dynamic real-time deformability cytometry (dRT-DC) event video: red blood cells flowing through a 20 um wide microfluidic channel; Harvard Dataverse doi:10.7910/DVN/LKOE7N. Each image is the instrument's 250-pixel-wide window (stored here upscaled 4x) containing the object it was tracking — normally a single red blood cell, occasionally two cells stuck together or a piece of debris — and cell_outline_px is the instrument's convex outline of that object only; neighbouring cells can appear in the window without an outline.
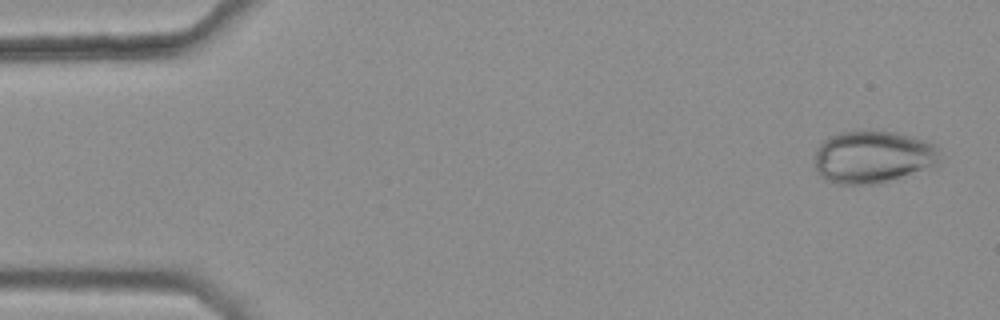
{"species": "common noctule bat (a hibernating species)", "species_latin": "Nyctalus noctula", "temperature_condition": "warm", "stored_images_in_passage": 46, "camera_frame_rate_fps": 3000, "um_per_image_px": 0.085, "animal": {"sex": "female", "body_mass_g": 25.1}, "frame": {"image": 1, "passage_image": 2, "time_ms": 0.333, "image_size_px": [1000, 320], "cell_outline_px": [[940, 160], [936, 168], [880, 184], [836, 184], [824, 180], [820, 176], [816, 168], [816, 148], [828, 136], [840, 132], [856, 128], [868, 128], [896, 132], [928, 140], [936, 144]], "centroid_in_image_um": [74.25, 13.32], "position_along_channel_um": 10.8, "area_um2": 39.94}}
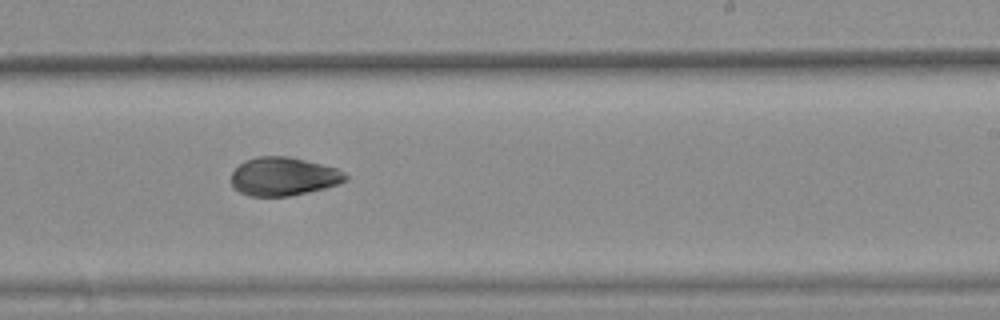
{"frame": {"image": 2, "passage_image": 32, "time_ms": 10.333, "image_size_px": [1000, 320], "cell_outline_px": [[348, 180], [324, 188], [308, 192], [288, 196], [248, 196], [232, 188], [232, 172], [244, 160], [256, 156], [288, 156], [336, 168], [344, 172], [348, 176]], "centroid_in_image_um": [24.07, 15.0], "position_along_channel_um": 264.9, "area_um2": 25.55}}
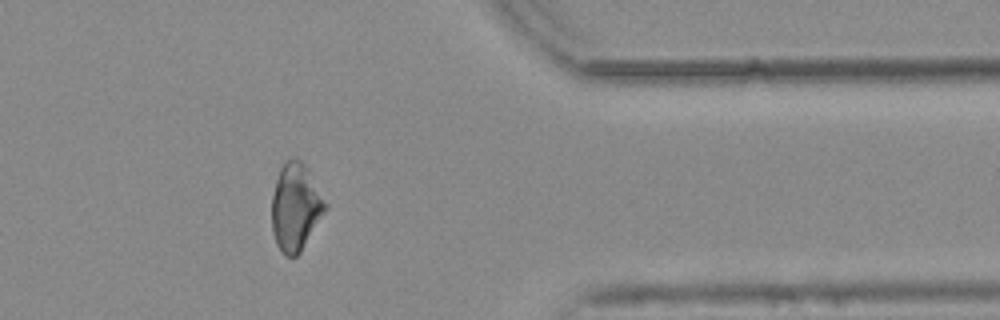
{"frame": {"image": 3, "passage_image": 43, "time_ms": 14.0, "image_size_px": [1000, 320], "cell_outline_px": [[328, 208], [300, 252], [296, 256], [284, 256], [276, 244], [272, 232], [272, 196], [276, 180], [280, 168], [284, 160], [296, 156], [304, 164], [328, 204]], "centroid_in_image_um": [25.12, 17.59], "position_along_channel_um": 386.3, "area_um2": 27.34}, "authors_computed_cell_mechanics": {"area_um2": 27.3683, "velocity_mm_per_s": 3.7683, "shape_relaxation_time_tau1_ms": null, "shape_relaxation_time_tau2_ms": 6.6713, "deformation_change_tau1": null, "deformation_change_tau2": 0.0903}}